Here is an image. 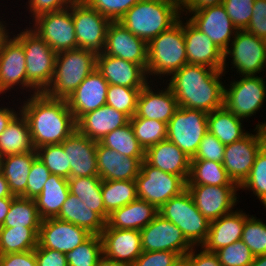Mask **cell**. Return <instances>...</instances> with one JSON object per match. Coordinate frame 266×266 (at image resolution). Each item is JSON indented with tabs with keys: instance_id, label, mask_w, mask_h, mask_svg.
I'll use <instances>...</instances> for the list:
<instances>
[{
	"instance_id": "obj_22",
	"label": "cell",
	"mask_w": 266,
	"mask_h": 266,
	"mask_svg": "<svg viewBox=\"0 0 266 266\" xmlns=\"http://www.w3.org/2000/svg\"><path fill=\"white\" fill-rule=\"evenodd\" d=\"M98 141L81 134L77 129L61 144L70 165V178L99 176L96 145Z\"/></svg>"
},
{
	"instance_id": "obj_43",
	"label": "cell",
	"mask_w": 266,
	"mask_h": 266,
	"mask_svg": "<svg viewBox=\"0 0 266 266\" xmlns=\"http://www.w3.org/2000/svg\"><path fill=\"white\" fill-rule=\"evenodd\" d=\"M129 122L135 137L144 151L167 139V124L162 121L140 118L134 115Z\"/></svg>"
},
{
	"instance_id": "obj_38",
	"label": "cell",
	"mask_w": 266,
	"mask_h": 266,
	"mask_svg": "<svg viewBox=\"0 0 266 266\" xmlns=\"http://www.w3.org/2000/svg\"><path fill=\"white\" fill-rule=\"evenodd\" d=\"M186 185L238 186L229 178L222 163L210 160H191Z\"/></svg>"
},
{
	"instance_id": "obj_53",
	"label": "cell",
	"mask_w": 266,
	"mask_h": 266,
	"mask_svg": "<svg viewBox=\"0 0 266 266\" xmlns=\"http://www.w3.org/2000/svg\"><path fill=\"white\" fill-rule=\"evenodd\" d=\"M225 145L209 131L203 136L195 156L191 160H210L222 163Z\"/></svg>"
},
{
	"instance_id": "obj_12",
	"label": "cell",
	"mask_w": 266,
	"mask_h": 266,
	"mask_svg": "<svg viewBox=\"0 0 266 266\" xmlns=\"http://www.w3.org/2000/svg\"><path fill=\"white\" fill-rule=\"evenodd\" d=\"M72 19L77 48L96 54L102 53L107 29L112 21L97 10L90 8L83 0H75L72 3Z\"/></svg>"
},
{
	"instance_id": "obj_31",
	"label": "cell",
	"mask_w": 266,
	"mask_h": 266,
	"mask_svg": "<svg viewBox=\"0 0 266 266\" xmlns=\"http://www.w3.org/2000/svg\"><path fill=\"white\" fill-rule=\"evenodd\" d=\"M158 214V209L149 202L136 199L114 210L106 222L111 228L141 230Z\"/></svg>"
},
{
	"instance_id": "obj_6",
	"label": "cell",
	"mask_w": 266,
	"mask_h": 266,
	"mask_svg": "<svg viewBox=\"0 0 266 266\" xmlns=\"http://www.w3.org/2000/svg\"><path fill=\"white\" fill-rule=\"evenodd\" d=\"M14 37L23 45L26 60L27 91L44 93L54 76L57 53L30 27Z\"/></svg>"
},
{
	"instance_id": "obj_20",
	"label": "cell",
	"mask_w": 266,
	"mask_h": 266,
	"mask_svg": "<svg viewBox=\"0 0 266 266\" xmlns=\"http://www.w3.org/2000/svg\"><path fill=\"white\" fill-rule=\"evenodd\" d=\"M100 236L103 255L116 263L131 266L143 252L139 230L111 228L106 223Z\"/></svg>"
},
{
	"instance_id": "obj_41",
	"label": "cell",
	"mask_w": 266,
	"mask_h": 266,
	"mask_svg": "<svg viewBox=\"0 0 266 266\" xmlns=\"http://www.w3.org/2000/svg\"><path fill=\"white\" fill-rule=\"evenodd\" d=\"M42 220L34 199L15 197L1 227L40 228Z\"/></svg>"
},
{
	"instance_id": "obj_37",
	"label": "cell",
	"mask_w": 266,
	"mask_h": 266,
	"mask_svg": "<svg viewBox=\"0 0 266 266\" xmlns=\"http://www.w3.org/2000/svg\"><path fill=\"white\" fill-rule=\"evenodd\" d=\"M69 191L87 207L98 213L106 222L109 213L105 210L101 193L102 179L99 176L73 177L68 179Z\"/></svg>"
},
{
	"instance_id": "obj_2",
	"label": "cell",
	"mask_w": 266,
	"mask_h": 266,
	"mask_svg": "<svg viewBox=\"0 0 266 266\" xmlns=\"http://www.w3.org/2000/svg\"><path fill=\"white\" fill-rule=\"evenodd\" d=\"M225 73L204 65L186 64L170 77V87L179 107L210 113L224 106Z\"/></svg>"
},
{
	"instance_id": "obj_17",
	"label": "cell",
	"mask_w": 266,
	"mask_h": 266,
	"mask_svg": "<svg viewBox=\"0 0 266 266\" xmlns=\"http://www.w3.org/2000/svg\"><path fill=\"white\" fill-rule=\"evenodd\" d=\"M92 234L86 229L57 217L42 220L38 246L67 254L86 241Z\"/></svg>"
},
{
	"instance_id": "obj_46",
	"label": "cell",
	"mask_w": 266,
	"mask_h": 266,
	"mask_svg": "<svg viewBox=\"0 0 266 266\" xmlns=\"http://www.w3.org/2000/svg\"><path fill=\"white\" fill-rule=\"evenodd\" d=\"M103 254L100 235H91L86 241L68 252V266H95Z\"/></svg>"
},
{
	"instance_id": "obj_35",
	"label": "cell",
	"mask_w": 266,
	"mask_h": 266,
	"mask_svg": "<svg viewBox=\"0 0 266 266\" xmlns=\"http://www.w3.org/2000/svg\"><path fill=\"white\" fill-rule=\"evenodd\" d=\"M68 179L51 174L41 193L34 199L42 219L56 217L69 195Z\"/></svg>"
},
{
	"instance_id": "obj_34",
	"label": "cell",
	"mask_w": 266,
	"mask_h": 266,
	"mask_svg": "<svg viewBox=\"0 0 266 266\" xmlns=\"http://www.w3.org/2000/svg\"><path fill=\"white\" fill-rule=\"evenodd\" d=\"M0 135V158L34 150L27 119L20 111Z\"/></svg>"
},
{
	"instance_id": "obj_58",
	"label": "cell",
	"mask_w": 266,
	"mask_h": 266,
	"mask_svg": "<svg viewBox=\"0 0 266 266\" xmlns=\"http://www.w3.org/2000/svg\"><path fill=\"white\" fill-rule=\"evenodd\" d=\"M194 248L183 257L188 266H222L215 252L206 251L201 247L199 253H197L196 248Z\"/></svg>"
},
{
	"instance_id": "obj_23",
	"label": "cell",
	"mask_w": 266,
	"mask_h": 266,
	"mask_svg": "<svg viewBox=\"0 0 266 266\" xmlns=\"http://www.w3.org/2000/svg\"><path fill=\"white\" fill-rule=\"evenodd\" d=\"M96 69L109 85L143 88L150 82L141 65L105 53L97 54Z\"/></svg>"
},
{
	"instance_id": "obj_61",
	"label": "cell",
	"mask_w": 266,
	"mask_h": 266,
	"mask_svg": "<svg viewBox=\"0 0 266 266\" xmlns=\"http://www.w3.org/2000/svg\"><path fill=\"white\" fill-rule=\"evenodd\" d=\"M18 114L15 109L0 107V135L7 128L12 119Z\"/></svg>"
},
{
	"instance_id": "obj_10",
	"label": "cell",
	"mask_w": 266,
	"mask_h": 266,
	"mask_svg": "<svg viewBox=\"0 0 266 266\" xmlns=\"http://www.w3.org/2000/svg\"><path fill=\"white\" fill-rule=\"evenodd\" d=\"M229 46L224 52L222 68L224 73L227 70V63H230L227 62L229 57L232 58L231 65L236 68V74L252 76L264 71L263 69L266 67V40L258 38L246 30H237Z\"/></svg>"
},
{
	"instance_id": "obj_48",
	"label": "cell",
	"mask_w": 266,
	"mask_h": 266,
	"mask_svg": "<svg viewBox=\"0 0 266 266\" xmlns=\"http://www.w3.org/2000/svg\"><path fill=\"white\" fill-rule=\"evenodd\" d=\"M255 257L266 254V223L251 215L246 218L241 239Z\"/></svg>"
},
{
	"instance_id": "obj_39",
	"label": "cell",
	"mask_w": 266,
	"mask_h": 266,
	"mask_svg": "<svg viewBox=\"0 0 266 266\" xmlns=\"http://www.w3.org/2000/svg\"><path fill=\"white\" fill-rule=\"evenodd\" d=\"M39 229L0 227V255L35 249L38 246Z\"/></svg>"
},
{
	"instance_id": "obj_19",
	"label": "cell",
	"mask_w": 266,
	"mask_h": 266,
	"mask_svg": "<svg viewBox=\"0 0 266 266\" xmlns=\"http://www.w3.org/2000/svg\"><path fill=\"white\" fill-rule=\"evenodd\" d=\"M190 14L189 21L225 52L237 32L225 7L223 5L207 7Z\"/></svg>"
},
{
	"instance_id": "obj_51",
	"label": "cell",
	"mask_w": 266,
	"mask_h": 266,
	"mask_svg": "<svg viewBox=\"0 0 266 266\" xmlns=\"http://www.w3.org/2000/svg\"><path fill=\"white\" fill-rule=\"evenodd\" d=\"M255 0H224L227 15L230 17L237 30H245L249 25L253 14V4Z\"/></svg>"
},
{
	"instance_id": "obj_16",
	"label": "cell",
	"mask_w": 266,
	"mask_h": 266,
	"mask_svg": "<svg viewBox=\"0 0 266 266\" xmlns=\"http://www.w3.org/2000/svg\"><path fill=\"white\" fill-rule=\"evenodd\" d=\"M186 188L197 209L210 222L234 211L239 201V186L186 185Z\"/></svg>"
},
{
	"instance_id": "obj_64",
	"label": "cell",
	"mask_w": 266,
	"mask_h": 266,
	"mask_svg": "<svg viewBox=\"0 0 266 266\" xmlns=\"http://www.w3.org/2000/svg\"><path fill=\"white\" fill-rule=\"evenodd\" d=\"M95 266H126L123 264L116 263L114 260L105 257L103 254L96 261Z\"/></svg>"
},
{
	"instance_id": "obj_67",
	"label": "cell",
	"mask_w": 266,
	"mask_h": 266,
	"mask_svg": "<svg viewBox=\"0 0 266 266\" xmlns=\"http://www.w3.org/2000/svg\"><path fill=\"white\" fill-rule=\"evenodd\" d=\"M174 266H188L187 261L182 257L180 260L176 262Z\"/></svg>"
},
{
	"instance_id": "obj_63",
	"label": "cell",
	"mask_w": 266,
	"mask_h": 266,
	"mask_svg": "<svg viewBox=\"0 0 266 266\" xmlns=\"http://www.w3.org/2000/svg\"><path fill=\"white\" fill-rule=\"evenodd\" d=\"M3 197H16L12 195L7 180L4 175L0 172V198Z\"/></svg>"
},
{
	"instance_id": "obj_30",
	"label": "cell",
	"mask_w": 266,
	"mask_h": 266,
	"mask_svg": "<svg viewBox=\"0 0 266 266\" xmlns=\"http://www.w3.org/2000/svg\"><path fill=\"white\" fill-rule=\"evenodd\" d=\"M247 215L243 210H235L210 223L208 236L201 246L206 251L216 252L222 247L242 239L243 226Z\"/></svg>"
},
{
	"instance_id": "obj_3",
	"label": "cell",
	"mask_w": 266,
	"mask_h": 266,
	"mask_svg": "<svg viewBox=\"0 0 266 266\" xmlns=\"http://www.w3.org/2000/svg\"><path fill=\"white\" fill-rule=\"evenodd\" d=\"M181 0H141L118 21L146 43L181 17Z\"/></svg>"
},
{
	"instance_id": "obj_14",
	"label": "cell",
	"mask_w": 266,
	"mask_h": 266,
	"mask_svg": "<svg viewBox=\"0 0 266 266\" xmlns=\"http://www.w3.org/2000/svg\"><path fill=\"white\" fill-rule=\"evenodd\" d=\"M33 20L30 28L46 41L55 53L77 48L72 4L65 9L39 15Z\"/></svg>"
},
{
	"instance_id": "obj_50",
	"label": "cell",
	"mask_w": 266,
	"mask_h": 266,
	"mask_svg": "<svg viewBox=\"0 0 266 266\" xmlns=\"http://www.w3.org/2000/svg\"><path fill=\"white\" fill-rule=\"evenodd\" d=\"M90 8L97 10L111 21L121 17L141 0H83Z\"/></svg>"
},
{
	"instance_id": "obj_7",
	"label": "cell",
	"mask_w": 266,
	"mask_h": 266,
	"mask_svg": "<svg viewBox=\"0 0 266 266\" xmlns=\"http://www.w3.org/2000/svg\"><path fill=\"white\" fill-rule=\"evenodd\" d=\"M158 214L174 223L193 247L206 241L211 222L197 209L187 188L163 204Z\"/></svg>"
},
{
	"instance_id": "obj_15",
	"label": "cell",
	"mask_w": 266,
	"mask_h": 266,
	"mask_svg": "<svg viewBox=\"0 0 266 266\" xmlns=\"http://www.w3.org/2000/svg\"><path fill=\"white\" fill-rule=\"evenodd\" d=\"M140 232L143 251H171L182 258L193 248L183 232L160 214Z\"/></svg>"
},
{
	"instance_id": "obj_54",
	"label": "cell",
	"mask_w": 266,
	"mask_h": 266,
	"mask_svg": "<svg viewBox=\"0 0 266 266\" xmlns=\"http://www.w3.org/2000/svg\"><path fill=\"white\" fill-rule=\"evenodd\" d=\"M180 259L171 251H143L131 266H174Z\"/></svg>"
},
{
	"instance_id": "obj_33",
	"label": "cell",
	"mask_w": 266,
	"mask_h": 266,
	"mask_svg": "<svg viewBox=\"0 0 266 266\" xmlns=\"http://www.w3.org/2000/svg\"><path fill=\"white\" fill-rule=\"evenodd\" d=\"M56 217L82 227L92 235H101L106 226V221L98 213L90 210L83 201L71 193Z\"/></svg>"
},
{
	"instance_id": "obj_25",
	"label": "cell",
	"mask_w": 266,
	"mask_h": 266,
	"mask_svg": "<svg viewBox=\"0 0 266 266\" xmlns=\"http://www.w3.org/2000/svg\"><path fill=\"white\" fill-rule=\"evenodd\" d=\"M187 21V22H186ZM183 20V33L187 54V64L204 65L222 70L224 52L189 20Z\"/></svg>"
},
{
	"instance_id": "obj_66",
	"label": "cell",
	"mask_w": 266,
	"mask_h": 266,
	"mask_svg": "<svg viewBox=\"0 0 266 266\" xmlns=\"http://www.w3.org/2000/svg\"><path fill=\"white\" fill-rule=\"evenodd\" d=\"M250 266H266V254L255 257Z\"/></svg>"
},
{
	"instance_id": "obj_59",
	"label": "cell",
	"mask_w": 266,
	"mask_h": 266,
	"mask_svg": "<svg viewBox=\"0 0 266 266\" xmlns=\"http://www.w3.org/2000/svg\"><path fill=\"white\" fill-rule=\"evenodd\" d=\"M0 266H37L35 249L0 255Z\"/></svg>"
},
{
	"instance_id": "obj_26",
	"label": "cell",
	"mask_w": 266,
	"mask_h": 266,
	"mask_svg": "<svg viewBox=\"0 0 266 266\" xmlns=\"http://www.w3.org/2000/svg\"><path fill=\"white\" fill-rule=\"evenodd\" d=\"M151 82L153 83L151 80L140 91L135 115L140 118L159 120L168 124L175 111L179 108L178 102L168 85L163 90L157 89L156 92L151 86L153 84H149Z\"/></svg>"
},
{
	"instance_id": "obj_28",
	"label": "cell",
	"mask_w": 266,
	"mask_h": 266,
	"mask_svg": "<svg viewBox=\"0 0 266 266\" xmlns=\"http://www.w3.org/2000/svg\"><path fill=\"white\" fill-rule=\"evenodd\" d=\"M144 160L163 172L180 176L185 182L189 178L191 158L168 139L148 148Z\"/></svg>"
},
{
	"instance_id": "obj_1",
	"label": "cell",
	"mask_w": 266,
	"mask_h": 266,
	"mask_svg": "<svg viewBox=\"0 0 266 266\" xmlns=\"http://www.w3.org/2000/svg\"><path fill=\"white\" fill-rule=\"evenodd\" d=\"M20 106L27 119L34 149L61 144L76 129V120L65 99L50 98L44 93L31 94Z\"/></svg>"
},
{
	"instance_id": "obj_60",
	"label": "cell",
	"mask_w": 266,
	"mask_h": 266,
	"mask_svg": "<svg viewBox=\"0 0 266 266\" xmlns=\"http://www.w3.org/2000/svg\"><path fill=\"white\" fill-rule=\"evenodd\" d=\"M224 0H181V13L185 16L202 8L222 5ZM188 12V13H187Z\"/></svg>"
},
{
	"instance_id": "obj_21",
	"label": "cell",
	"mask_w": 266,
	"mask_h": 266,
	"mask_svg": "<svg viewBox=\"0 0 266 266\" xmlns=\"http://www.w3.org/2000/svg\"><path fill=\"white\" fill-rule=\"evenodd\" d=\"M108 82L95 68L66 99L76 122L88 112L106 105Z\"/></svg>"
},
{
	"instance_id": "obj_13",
	"label": "cell",
	"mask_w": 266,
	"mask_h": 266,
	"mask_svg": "<svg viewBox=\"0 0 266 266\" xmlns=\"http://www.w3.org/2000/svg\"><path fill=\"white\" fill-rule=\"evenodd\" d=\"M224 87V106L240 119H248L262 108L266 99V82L257 75L240 76Z\"/></svg>"
},
{
	"instance_id": "obj_29",
	"label": "cell",
	"mask_w": 266,
	"mask_h": 266,
	"mask_svg": "<svg viewBox=\"0 0 266 266\" xmlns=\"http://www.w3.org/2000/svg\"><path fill=\"white\" fill-rule=\"evenodd\" d=\"M130 118L109 105L84 114L77 122V130L86 137L99 141L111 131L128 124Z\"/></svg>"
},
{
	"instance_id": "obj_5",
	"label": "cell",
	"mask_w": 266,
	"mask_h": 266,
	"mask_svg": "<svg viewBox=\"0 0 266 266\" xmlns=\"http://www.w3.org/2000/svg\"><path fill=\"white\" fill-rule=\"evenodd\" d=\"M96 57V53L81 48L57 53L54 76L44 94L66 100L96 68Z\"/></svg>"
},
{
	"instance_id": "obj_36",
	"label": "cell",
	"mask_w": 266,
	"mask_h": 266,
	"mask_svg": "<svg viewBox=\"0 0 266 266\" xmlns=\"http://www.w3.org/2000/svg\"><path fill=\"white\" fill-rule=\"evenodd\" d=\"M243 119L236 117L225 106L208 113V131L224 145L241 140L248 132H244Z\"/></svg>"
},
{
	"instance_id": "obj_65",
	"label": "cell",
	"mask_w": 266,
	"mask_h": 266,
	"mask_svg": "<svg viewBox=\"0 0 266 266\" xmlns=\"http://www.w3.org/2000/svg\"><path fill=\"white\" fill-rule=\"evenodd\" d=\"M4 23L5 21H0V51H1L4 41L10 36L9 31L6 28L7 26Z\"/></svg>"
},
{
	"instance_id": "obj_62",
	"label": "cell",
	"mask_w": 266,
	"mask_h": 266,
	"mask_svg": "<svg viewBox=\"0 0 266 266\" xmlns=\"http://www.w3.org/2000/svg\"><path fill=\"white\" fill-rule=\"evenodd\" d=\"M15 197H3L0 198V227L3 225L5 217L9 212L12 200Z\"/></svg>"
},
{
	"instance_id": "obj_27",
	"label": "cell",
	"mask_w": 266,
	"mask_h": 266,
	"mask_svg": "<svg viewBox=\"0 0 266 266\" xmlns=\"http://www.w3.org/2000/svg\"><path fill=\"white\" fill-rule=\"evenodd\" d=\"M97 168L102 180H135L145 158H131L115 150L96 145Z\"/></svg>"
},
{
	"instance_id": "obj_44",
	"label": "cell",
	"mask_w": 266,
	"mask_h": 266,
	"mask_svg": "<svg viewBox=\"0 0 266 266\" xmlns=\"http://www.w3.org/2000/svg\"><path fill=\"white\" fill-rule=\"evenodd\" d=\"M241 189L252 191L266 208V144L257 153L248 177L239 186Z\"/></svg>"
},
{
	"instance_id": "obj_32",
	"label": "cell",
	"mask_w": 266,
	"mask_h": 266,
	"mask_svg": "<svg viewBox=\"0 0 266 266\" xmlns=\"http://www.w3.org/2000/svg\"><path fill=\"white\" fill-rule=\"evenodd\" d=\"M37 151L7 155L0 158V172L8 182L12 195L26 198L28 175Z\"/></svg>"
},
{
	"instance_id": "obj_42",
	"label": "cell",
	"mask_w": 266,
	"mask_h": 266,
	"mask_svg": "<svg viewBox=\"0 0 266 266\" xmlns=\"http://www.w3.org/2000/svg\"><path fill=\"white\" fill-rule=\"evenodd\" d=\"M102 146L131 158H145V151L134 135L130 122L117 128L98 141Z\"/></svg>"
},
{
	"instance_id": "obj_40",
	"label": "cell",
	"mask_w": 266,
	"mask_h": 266,
	"mask_svg": "<svg viewBox=\"0 0 266 266\" xmlns=\"http://www.w3.org/2000/svg\"><path fill=\"white\" fill-rule=\"evenodd\" d=\"M101 193L105 210L109 214L138 198L135 180H102Z\"/></svg>"
},
{
	"instance_id": "obj_8",
	"label": "cell",
	"mask_w": 266,
	"mask_h": 266,
	"mask_svg": "<svg viewBox=\"0 0 266 266\" xmlns=\"http://www.w3.org/2000/svg\"><path fill=\"white\" fill-rule=\"evenodd\" d=\"M255 134L248 133L241 140L225 145L222 164L229 178L240 186L248 177L255 157L266 144V122L255 125Z\"/></svg>"
},
{
	"instance_id": "obj_45",
	"label": "cell",
	"mask_w": 266,
	"mask_h": 266,
	"mask_svg": "<svg viewBox=\"0 0 266 266\" xmlns=\"http://www.w3.org/2000/svg\"><path fill=\"white\" fill-rule=\"evenodd\" d=\"M142 88L109 85L107 89L106 105L126 114L129 118L136 113L137 101Z\"/></svg>"
},
{
	"instance_id": "obj_9",
	"label": "cell",
	"mask_w": 266,
	"mask_h": 266,
	"mask_svg": "<svg viewBox=\"0 0 266 266\" xmlns=\"http://www.w3.org/2000/svg\"><path fill=\"white\" fill-rule=\"evenodd\" d=\"M208 132V113L179 107L167 124V139L191 159Z\"/></svg>"
},
{
	"instance_id": "obj_56",
	"label": "cell",
	"mask_w": 266,
	"mask_h": 266,
	"mask_svg": "<svg viewBox=\"0 0 266 266\" xmlns=\"http://www.w3.org/2000/svg\"><path fill=\"white\" fill-rule=\"evenodd\" d=\"M75 0H28L32 21L39 15L70 7Z\"/></svg>"
},
{
	"instance_id": "obj_18",
	"label": "cell",
	"mask_w": 266,
	"mask_h": 266,
	"mask_svg": "<svg viewBox=\"0 0 266 266\" xmlns=\"http://www.w3.org/2000/svg\"><path fill=\"white\" fill-rule=\"evenodd\" d=\"M102 53L139 64L145 70L147 69V43L118 21H112L109 24Z\"/></svg>"
},
{
	"instance_id": "obj_24",
	"label": "cell",
	"mask_w": 266,
	"mask_h": 266,
	"mask_svg": "<svg viewBox=\"0 0 266 266\" xmlns=\"http://www.w3.org/2000/svg\"><path fill=\"white\" fill-rule=\"evenodd\" d=\"M14 86L27 89L26 60L23 45L9 36L0 51V94Z\"/></svg>"
},
{
	"instance_id": "obj_57",
	"label": "cell",
	"mask_w": 266,
	"mask_h": 266,
	"mask_svg": "<svg viewBox=\"0 0 266 266\" xmlns=\"http://www.w3.org/2000/svg\"><path fill=\"white\" fill-rule=\"evenodd\" d=\"M35 257L37 266H68L67 255L57 250L36 247Z\"/></svg>"
},
{
	"instance_id": "obj_52",
	"label": "cell",
	"mask_w": 266,
	"mask_h": 266,
	"mask_svg": "<svg viewBox=\"0 0 266 266\" xmlns=\"http://www.w3.org/2000/svg\"><path fill=\"white\" fill-rule=\"evenodd\" d=\"M50 175L51 172L46 168L45 164L36 157L28 175L26 198L35 199L43 190Z\"/></svg>"
},
{
	"instance_id": "obj_49",
	"label": "cell",
	"mask_w": 266,
	"mask_h": 266,
	"mask_svg": "<svg viewBox=\"0 0 266 266\" xmlns=\"http://www.w3.org/2000/svg\"><path fill=\"white\" fill-rule=\"evenodd\" d=\"M222 266H250L254 261V254L242 241L222 247L215 252Z\"/></svg>"
},
{
	"instance_id": "obj_47",
	"label": "cell",
	"mask_w": 266,
	"mask_h": 266,
	"mask_svg": "<svg viewBox=\"0 0 266 266\" xmlns=\"http://www.w3.org/2000/svg\"><path fill=\"white\" fill-rule=\"evenodd\" d=\"M37 157L45 164L51 174L70 178V165L67 155L64 154L62 144L44 145L36 149Z\"/></svg>"
},
{
	"instance_id": "obj_4",
	"label": "cell",
	"mask_w": 266,
	"mask_h": 266,
	"mask_svg": "<svg viewBox=\"0 0 266 266\" xmlns=\"http://www.w3.org/2000/svg\"><path fill=\"white\" fill-rule=\"evenodd\" d=\"M179 20L169 29L153 38L148 46L147 76H171L187 64V54L183 33V21ZM161 77V78H160Z\"/></svg>"
},
{
	"instance_id": "obj_55",
	"label": "cell",
	"mask_w": 266,
	"mask_h": 266,
	"mask_svg": "<svg viewBox=\"0 0 266 266\" xmlns=\"http://www.w3.org/2000/svg\"><path fill=\"white\" fill-rule=\"evenodd\" d=\"M252 11L249 25L245 30L266 40V0H255Z\"/></svg>"
},
{
	"instance_id": "obj_11",
	"label": "cell",
	"mask_w": 266,
	"mask_h": 266,
	"mask_svg": "<svg viewBox=\"0 0 266 266\" xmlns=\"http://www.w3.org/2000/svg\"><path fill=\"white\" fill-rule=\"evenodd\" d=\"M135 181L138 199L153 204L157 209L186 189V182L180 176L163 172L145 160Z\"/></svg>"
}]
</instances>
